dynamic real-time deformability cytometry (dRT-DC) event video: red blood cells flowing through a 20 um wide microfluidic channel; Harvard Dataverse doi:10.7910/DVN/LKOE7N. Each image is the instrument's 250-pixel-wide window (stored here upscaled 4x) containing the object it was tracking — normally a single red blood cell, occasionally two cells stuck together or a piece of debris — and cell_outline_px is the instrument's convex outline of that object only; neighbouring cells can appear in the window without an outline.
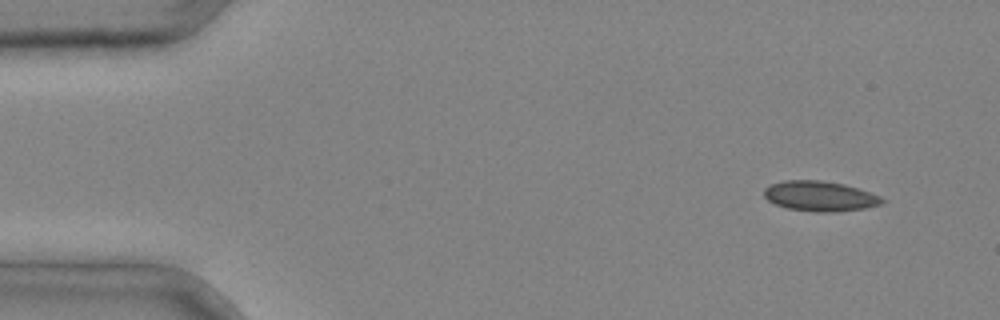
{"species": "common noctule bat (a hibernating species)", "species_latin": "Nyctalus noctula", "temperature_condition": "cold", "stored_images_in_passage": 3, "camera_frame_rate_fps": 3000, "um_per_image_px": 0.085, "animal": {"sex": "male", "body_mass_g": 20.4}, "frame": {"image": 1, "passage_image": 1, "time_ms": 0.0, "image_size_px": [1000, 320], "cell_outline_px": [[884, 200], [880, 204], [864, 208], [832, 212], [816, 212], [788, 208], [776, 204], [768, 200], [764, 196], [764, 188], [772, 184], [784, 180], [820, 180], [844, 184], [880, 196]], "centroid_in_image_um": [69.66, 16.67], "position_along_channel_um": 15.3, "area_um2": 20.4}}